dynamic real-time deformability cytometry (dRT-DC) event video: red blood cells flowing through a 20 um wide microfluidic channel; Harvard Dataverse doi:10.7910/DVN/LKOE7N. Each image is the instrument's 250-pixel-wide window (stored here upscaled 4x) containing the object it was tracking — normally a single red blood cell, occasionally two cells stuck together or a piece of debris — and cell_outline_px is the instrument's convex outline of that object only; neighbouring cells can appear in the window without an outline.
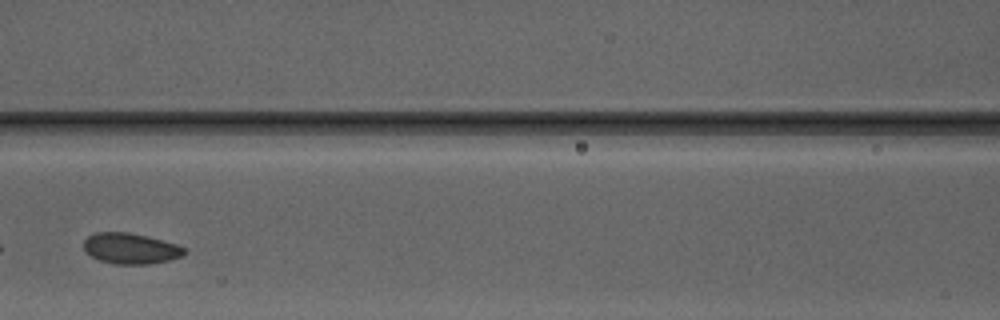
{"species": "Egyptian fruit bat (a non-hibernating species)", "species_latin": "Rousettus aegyptiacus", "temperature_condition": "warm", "stored_images_in_passage": 3, "camera_frame_rate_fps": 3000, "um_per_image_px": 0.085, "animal": {"sex": "male"}, "frame": {"image": 1, "passage_image": 3, "time_ms": 2.333, "image_size_px": [1000, 320], "cell_outline_px": [[188, 252], [184, 256], [168, 260], [148, 264], [116, 264], [100, 260], [84, 252], [84, 240], [88, 236], [96, 232], [128, 232], [148, 236], [176, 244], [188, 248]], "centroid_in_image_um": [11.14, 21.11], "position_along_channel_um": 155.5, "area_um2": 18.21}}